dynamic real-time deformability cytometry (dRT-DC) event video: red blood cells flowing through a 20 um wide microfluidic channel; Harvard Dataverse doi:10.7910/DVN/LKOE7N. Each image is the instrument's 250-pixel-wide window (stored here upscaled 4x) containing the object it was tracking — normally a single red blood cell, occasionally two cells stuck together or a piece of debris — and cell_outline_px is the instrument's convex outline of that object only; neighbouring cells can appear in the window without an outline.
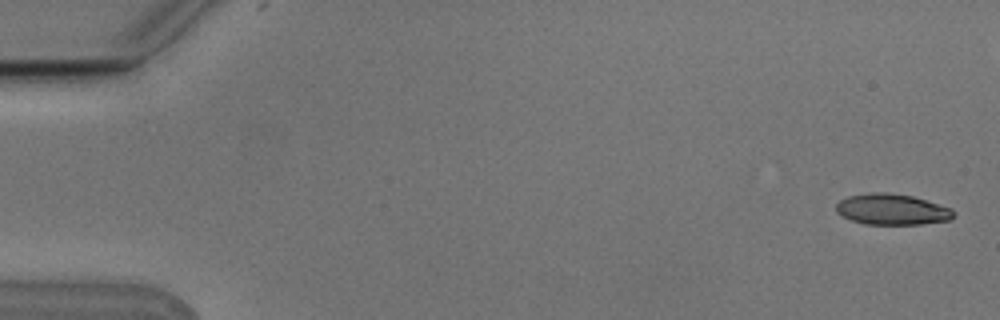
{"species": "Egyptian fruit bat (a non-hibernating species)", "species_latin": "Rousettus aegyptiacus", "temperature_condition": "cold", "stored_images_in_passage": 6, "camera_frame_rate_fps": 3000, "um_per_image_px": 0.085, "animal": {"sex": "male"}, "frame": {"image": 1, "passage_image": 1, "time_ms": 0.0, "image_size_px": [1000, 320], "cell_outline_px": [[956, 212], [948, 220], [920, 224], [864, 224], [852, 220], [836, 212], [836, 204], [840, 200], [848, 196], [872, 192], [884, 192], [912, 196], [952, 208]], "centroid_in_image_um": [75.81, 17.79], "position_along_channel_um": 9.2, "area_um2": 20.98}}